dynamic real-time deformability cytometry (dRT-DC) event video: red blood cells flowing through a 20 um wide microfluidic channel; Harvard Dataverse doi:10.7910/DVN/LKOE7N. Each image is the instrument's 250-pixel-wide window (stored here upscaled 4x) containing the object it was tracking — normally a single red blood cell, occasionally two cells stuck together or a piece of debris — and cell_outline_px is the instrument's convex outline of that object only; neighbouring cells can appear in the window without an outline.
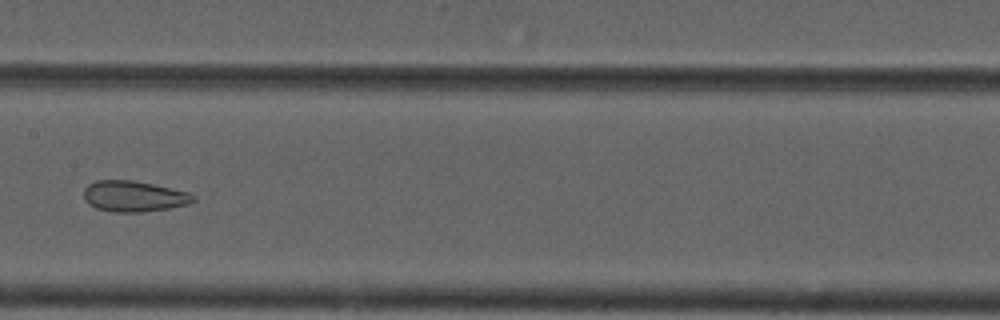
{"species": "common noctule bat (a hibernating species)", "species_latin": "Nyctalus noctula", "temperature_condition": "cold", "stored_images_in_passage": 9, "camera_frame_rate_fps": 3000, "um_per_image_px": 0.085, "animal": {"sex": "male", "forearm_length_mm": 52.5}, "frame": {"image": 1, "passage_image": 9, "time_ms": 9.333, "image_size_px": [1000, 320], "cell_outline_px": [[196, 200], [188, 204], [168, 208], [140, 212], [112, 212], [96, 208], [88, 204], [84, 200], [84, 188], [88, 184], [96, 180], [132, 180], [192, 192], [196, 196]], "centroid_in_image_um": [11.39, 16.68], "position_along_channel_um": 196.0, "area_um2": 19.88}}